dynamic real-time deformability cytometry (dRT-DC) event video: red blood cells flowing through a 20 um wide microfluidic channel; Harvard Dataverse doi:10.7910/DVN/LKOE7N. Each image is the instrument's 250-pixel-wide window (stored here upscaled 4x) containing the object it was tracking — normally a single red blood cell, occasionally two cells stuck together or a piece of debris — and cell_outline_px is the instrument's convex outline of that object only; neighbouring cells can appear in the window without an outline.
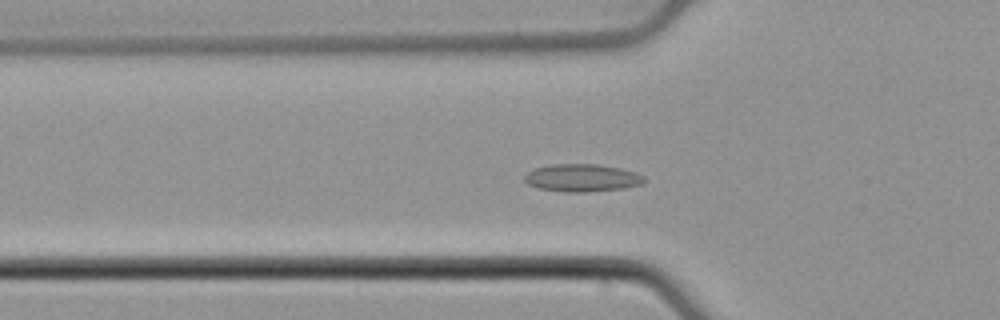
{"species": "common noctule bat (a hibernating species)", "species_latin": "Nyctalus noctula", "temperature_condition": "cold", "stored_images_in_passage": 55, "camera_frame_rate_fps": 3000, "um_per_image_px": 0.085, "animal": {"sex": "male", "body_mass_g": 21.5, "forearm_length_mm": 52.0}, "frame": {"image": 1, "passage_image": 19, "time_ms": 6.0, "image_size_px": [1000, 320], "cell_outline_px": [[648, 180], [644, 184], [624, 188], [588, 192], [564, 192], [540, 188], [528, 184], [524, 180], [524, 176], [528, 172], [536, 168], [552, 164], [596, 164], [620, 168], [636, 172], [644, 176]], "centroid_in_image_um": [49.53, 15.12], "position_along_channel_um": 76.3, "area_um2": 19.36}}
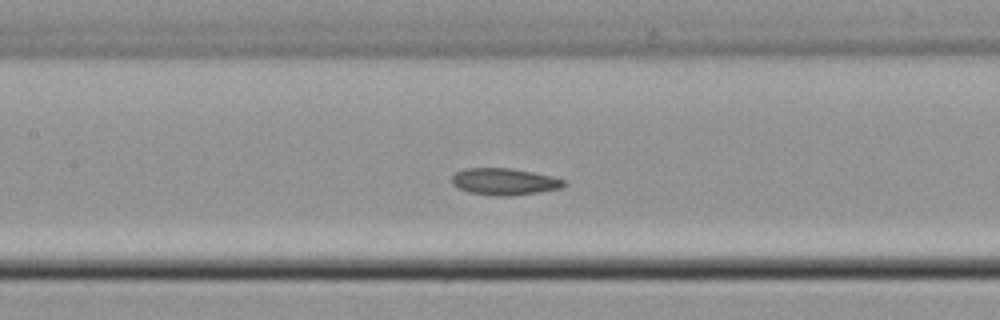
{"frame": {"image": 2, "passage_image": 26, "time_ms": 8.333, "image_size_px": [1000, 320], "cell_outline_px": [[568, 184], [564, 188], [512, 196], [500, 196], [468, 192], [456, 188], [452, 184], [452, 176], [456, 172], [464, 168], [512, 168], [552, 176], [564, 180]], "centroid_in_image_um": [42.88, 15.44], "position_along_channel_um": 164.5, "area_um2": 17.69}}
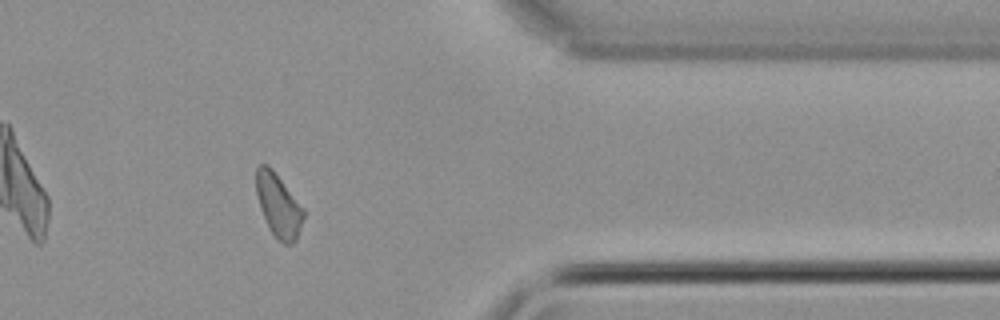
{"frame": {"image": 3, "passage_image": 45, "time_ms": 14.667, "image_size_px": [1000, 320], "cell_outline_px": [[304, 216], [296, 240], [292, 244], [284, 244], [268, 228], [260, 208], [256, 192], [256, 168], [260, 164], [268, 164], [272, 168], [304, 208]], "centroid_in_image_um": [23.66, 17.44], "position_along_channel_um": 387.7, "area_um2": 17.4}}